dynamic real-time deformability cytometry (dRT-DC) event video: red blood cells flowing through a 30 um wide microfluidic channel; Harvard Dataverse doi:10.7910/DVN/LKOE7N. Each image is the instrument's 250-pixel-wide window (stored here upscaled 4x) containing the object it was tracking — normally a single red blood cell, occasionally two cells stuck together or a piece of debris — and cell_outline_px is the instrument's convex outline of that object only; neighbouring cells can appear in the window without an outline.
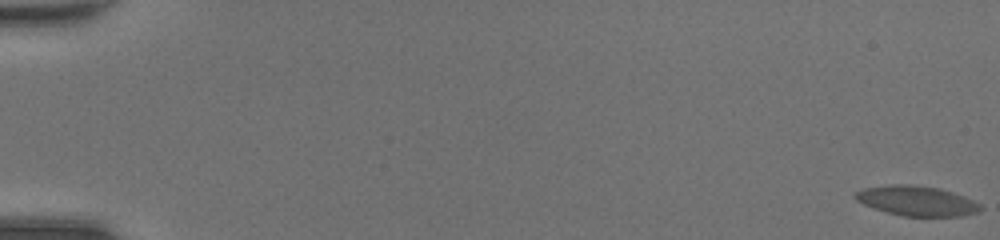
{"species": "common noctule bat (a hibernating species)", "species_latin": "Nyctalus noctula", "temperature_condition": "room temperature", "stored_images_in_passage": 51, "camera_frame_rate_fps": 3000, "um_per_image_px": 0.085, "animal": {"sex": "female", "body_mass_g": 20.0, "forearm_length_mm": 54.0}, "frame": {"image": 1, "passage_image": 1, "time_ms": 0.0, "image_size_px": [1000, 240], "cell_outline_px": [[984, 208], [980, 212], [960, 216], [904, 216], [888, 212], [864, 204], [856, 200], [852, 196], [856, 192], [864, 188], [892, 184], [908, 184], [940, 188], [952, 192], [972, 200], [980, 204]], "centroid_in_image_um": [77.94, 17.07], "position_along_channel_um": 7.1, "area_um2": 21.68}}
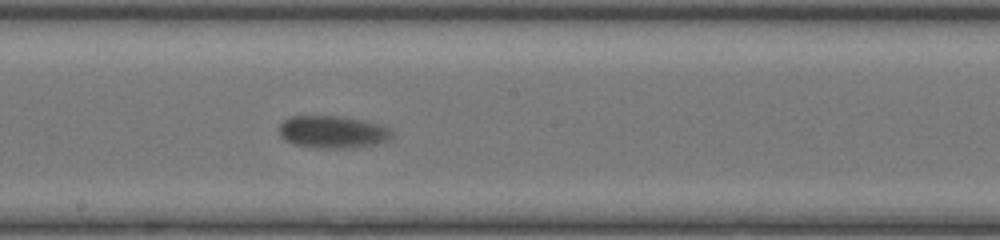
{"frame": {"image": 2, "passage_image": 30, "time_ms": 9.667, "image_size_px": [1000, 240], "cell_outline_px": [[392, 136], [388, 140], [376, 144], [348, 148], [320, 148], [296, 144], [284, 140], [280, 136], [280, 124], [288, 116], [344, 116], [384, 124], [392, 128]], "centroid_in_image_um": [28.33, 11.2], "position_along_channel_um": 219.9, "area_um2": 21.56}}
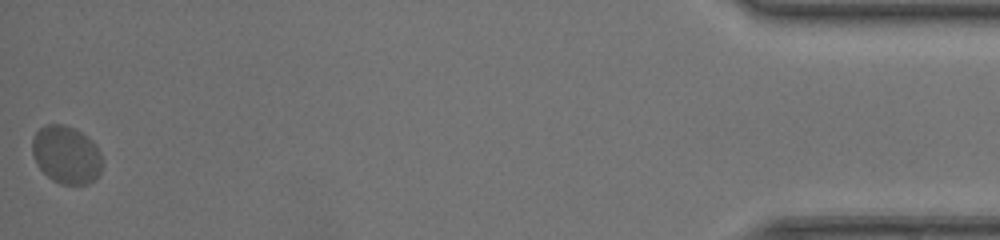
{"frame": {"image": 3, "passage_image": 51, "time_ms": 16.667, "image_size_px": [1000, 240], "cell_outline_px": [[100, 172], [88, 184], [60, 184], [52, 180], [36, 164], [32, 152], [32, 136], [44, 124], [64, 124], [80, 132], [92, 140], [96, 144], [100, 156]], "centroid_in_image_um": [5.59, 13.14], "position_along_channel_um": 429.6, "area_um2": 23.41}, "authors_computed_cell_mechanics": {"area_um2": 21.2704, "velocity_mm_per_s": 4.24, "shape_relaxation_time_tau1_ms": 1.9275, "shape_relaxation_time_tau2_ms": null, "deformation_change_tau1": 0.0819, "deformation_change_tau2": null}}